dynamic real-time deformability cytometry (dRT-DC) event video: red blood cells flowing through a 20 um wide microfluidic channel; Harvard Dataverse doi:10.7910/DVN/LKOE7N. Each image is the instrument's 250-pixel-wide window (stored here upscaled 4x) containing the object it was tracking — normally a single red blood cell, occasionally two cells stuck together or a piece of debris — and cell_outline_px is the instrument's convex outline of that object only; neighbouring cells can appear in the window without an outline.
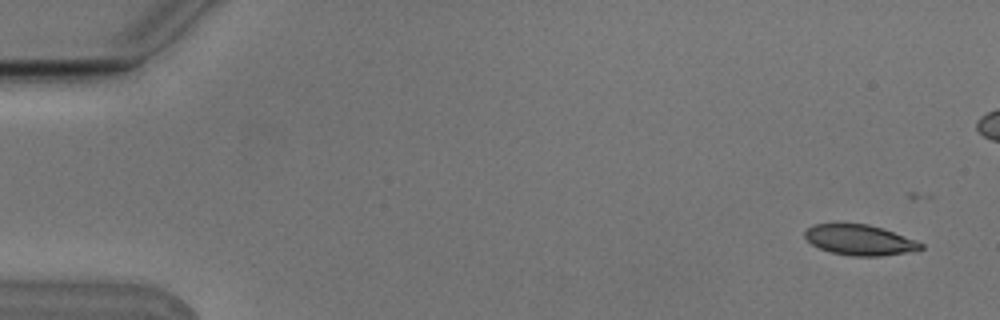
{"species": "Egyptian fruit bat (a non-hibernating species)", "species_latin": "Rousettus aegyptiacus", "temperature_condition": "cold", "stored_images_in_passage": 5, "camera_frame_rate_fps": 3000, "um_per_image_px": 0.085, "animal": {"sex": "male"}, "frame": {"image": 1, "passage_image": 1, "time_ms": 0.0, "image_size_px": [1000, 320], "cell_outline_px": [[924, 248], [904, 252], [880, 256], [852, 256], [832, 252], [820, 248], [812, 244], [804, 236], [804, 232], [808, 228], [816, 224], [836, 220], [868, 224], [916, 240], [924, 244]], "centroid_in_image_um": [73.0, 20.35], "position_along_channel_um": 12.0, "area_um2": 20.87}}